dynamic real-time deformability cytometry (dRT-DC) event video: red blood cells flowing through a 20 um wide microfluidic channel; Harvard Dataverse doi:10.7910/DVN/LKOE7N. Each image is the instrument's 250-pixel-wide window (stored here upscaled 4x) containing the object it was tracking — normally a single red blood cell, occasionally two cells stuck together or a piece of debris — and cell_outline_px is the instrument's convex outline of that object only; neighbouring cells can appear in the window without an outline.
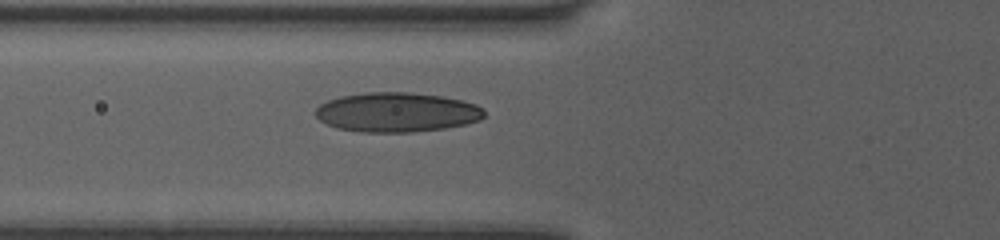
{"species": "human", "species_latin": "Homo sapiens", "temperature_condition": "room temperature", "stored_images_in_passage": 3, "camera_frame_rate_fps": 3000, "um_per_image_px": 0.085, "donor": {"sex": "female"}, "frame": {"image": 1, "passage_image": 3, "time_ms": 0.667, "image_size_px": [1000, 240], "cell_outline_px": [[484, 116], [480, 120], [464, 124], [444, 128], [412, 132], [360, 132], [336, 128], [320, 120], [316, 116], [316, 108], [320, 104], [328, 100], [340, 96], [364, 92], [408, 92], [444, 96], [476, 104], [484, 112]], "centroid_in_image_um": [33.7, 9.53], "position_along_channel_um": 92.1, "area_um2": 38.84}}